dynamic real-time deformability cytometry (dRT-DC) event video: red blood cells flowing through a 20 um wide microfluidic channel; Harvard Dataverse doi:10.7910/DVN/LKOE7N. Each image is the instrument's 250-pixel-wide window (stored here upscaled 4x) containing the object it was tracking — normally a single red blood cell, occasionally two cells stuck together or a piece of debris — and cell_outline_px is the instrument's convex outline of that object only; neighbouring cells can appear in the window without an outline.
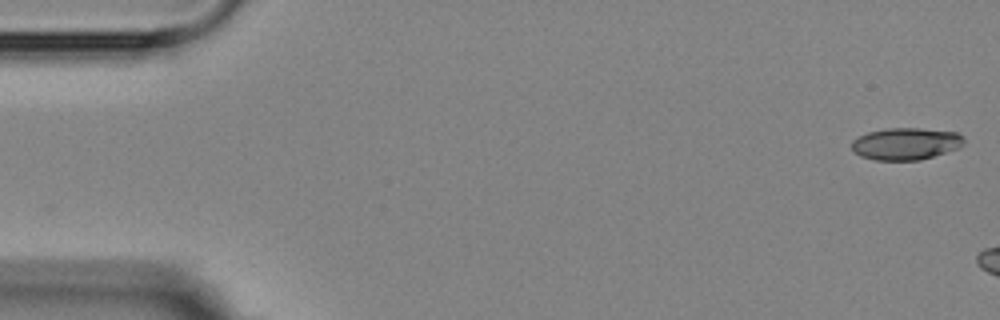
{"species": "Egyptian fruit bat (a non-hibernating species)", "species_latin": "Rousettus aegyptiacus", "temperature_condition": "room temperature", "stored_images_in_passage": 4, "camera_frame_rate_fps": 3000, "um_per_image_px": 0.085, "animal": {"sex": "female"}, "frame": {"image": 1, "passage_image": 1, "time_ms": 0.0, "image_size_px": [1000, 320], "cell_outline_px": [[964, 144], [960, 148], [920, 160], [876, 160], [860, 156], [852, 152], [852, 140], [868, 132], [884, 128], [920, 128], [956, 132], [964, 136]], "centroid_in_image_um": [77.0, 12.22], "position_along_channel_um": 8.0, "area_um2": 21.15}}